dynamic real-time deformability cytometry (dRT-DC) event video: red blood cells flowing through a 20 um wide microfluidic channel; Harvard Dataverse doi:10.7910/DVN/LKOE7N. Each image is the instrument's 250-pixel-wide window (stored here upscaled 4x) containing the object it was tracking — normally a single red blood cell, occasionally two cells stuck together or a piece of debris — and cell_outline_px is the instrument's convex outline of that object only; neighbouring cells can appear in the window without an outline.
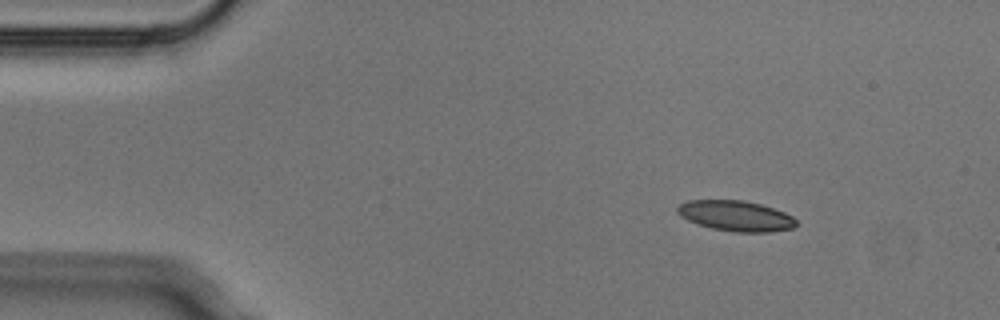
{"species": "Egyptian fruit bat (a non-hibernating species)", "species_latin": "Rousettus aegyptiacus", "temperature_condition": "cold", "stored_images_in_passage": 3, "camera_frame_rate_fps": 3000, "um_per_image_px": 0.085, "animal": {"sex": "male"}, "frame": {"image": 1, "passage_image": 1, "time_ms": 0.0, "image_size_px": [1000, 320], "cell_outline_px": [[800, 224], [792, 228], [768, 232], [736, 232], [712, 228], [688, 220], [680, 216], [676, 212], [676, 208], [680, 204], [688, 200], [744, 200], [760, 204], [784, 212], [792, 216]], "centroid_in_image_um": [62.55, 18.34], "position_along_channel_um": 22.4, "area_um2": 21.04}}